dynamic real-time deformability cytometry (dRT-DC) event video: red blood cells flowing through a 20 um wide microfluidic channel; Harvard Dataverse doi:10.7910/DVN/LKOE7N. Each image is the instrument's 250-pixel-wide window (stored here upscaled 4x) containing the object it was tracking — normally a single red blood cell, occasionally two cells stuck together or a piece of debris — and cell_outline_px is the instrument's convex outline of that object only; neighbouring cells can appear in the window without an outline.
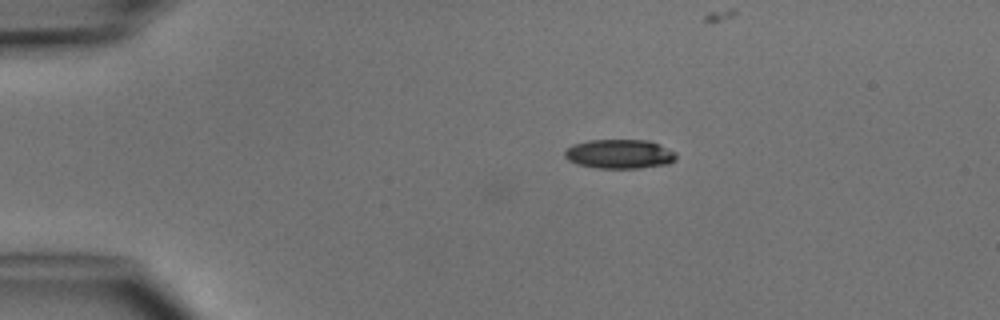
{"species": "common noctule bat (a hibernating species)", "species_latin": "Nyctalus noctula", "temperature_condition": "cold", "stored_images_in_passage": 4, "camera_frame_rate_fps": 3000, "um_per_image_px": 0.085, "animal": {"sex": "male", "body_mass_g": 15.6}, "frame": {"image": 1, "passage_image": 1, "time_ms": 0.0, "image_size_px": [1000, 320], "cell_outline_px": [[676, 160], [668, 164], [640, 168], [596, 168], [576, 164], [568, 160], [564, 156], [564, 152], [572, 144], [588, 140], [648, 140], [660, 144], [676, 152]], "centroid_in_image_um": [52.66, 13.09], "position_along_channel_um": 32.3, "area_um2": 19.19}}
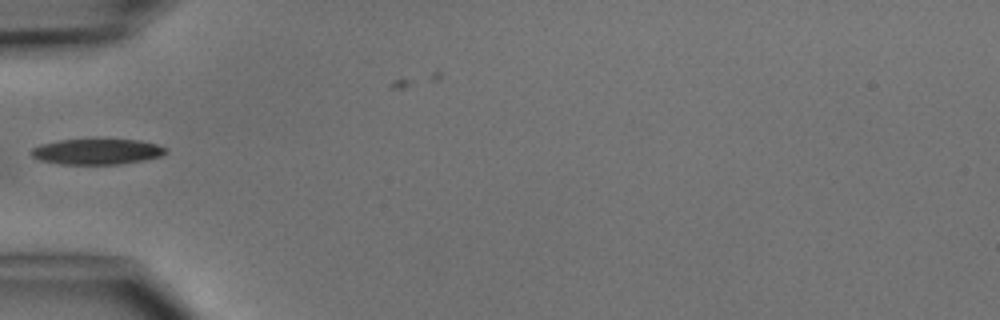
{"frame": {"image": 2, "passage_image": 3, "time_ms": 2.333, "image_size_px": [1000, 320], "cell_outline_px": [[168, 152], [160, 156], [144, 160], [120, 164], [60, 164], [40, 160], [32, 156], [28, 152], [32, 148], [40, 144], [60, 140], [92, 136], [140, 140], [156, 144], [168, 148]], "centroid_in_image_um": [8.23, 12.83], "position_along_channel_um": 76.8, "area_um2": 21.21}}